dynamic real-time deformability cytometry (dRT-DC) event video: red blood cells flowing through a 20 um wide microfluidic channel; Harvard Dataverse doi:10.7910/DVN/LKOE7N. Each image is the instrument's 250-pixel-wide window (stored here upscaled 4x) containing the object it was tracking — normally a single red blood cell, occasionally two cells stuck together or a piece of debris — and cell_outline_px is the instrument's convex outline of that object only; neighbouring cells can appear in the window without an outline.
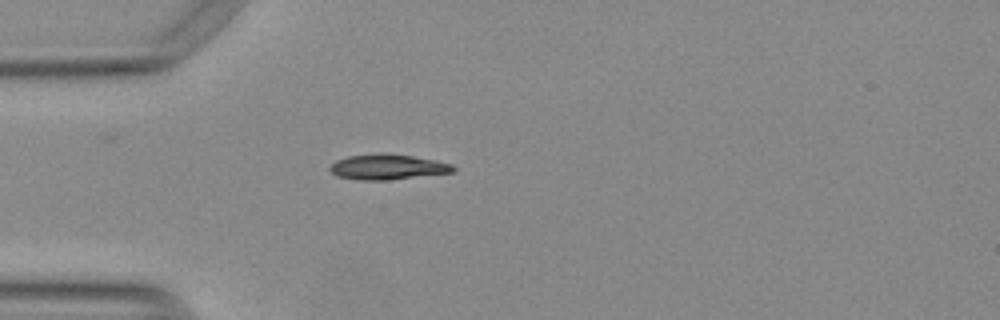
{"species": "Egyptian fruit bat (a non-hibernating species)", "species_latin": "Rousettus aegyptiacus", "temperature_condition": "warm", "stored_images_in_passage": 35, "camera_frame_rate_fps": 3000, "um_per_image_px": 0.085, "animal": {"sex": "female"}, "frame": {"image": 1, "passage_image": 1, "time_ms": 0.0, "image_size_px": [1000, 320], "cell_outline_px": [[456, 172], [388, 180], [364, 180], [336, 176], [328, 168], [336, 160], [348, 156], [412, 156], [452, 164], [456, 168]], "centroid_in_image_um": [32.98, 14.24], "position_along_channel_um": 52.0, "area_um2": 17.28}}
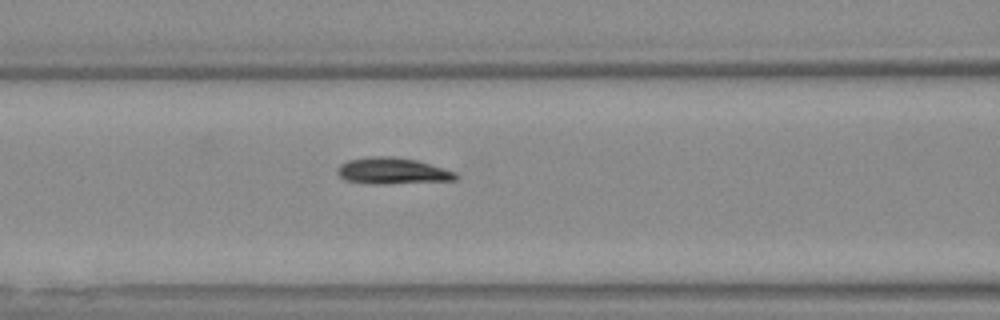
{"frame": {"image": 2, "passage_image": 8, "time_ms": 2.333, "image_size_px": [1000, 320], "cell_outline_px": [[456, 180], [384, 184], [368, 184], [344, 180], [336, 172], [336, 168], [340, 164], [348, 160], [372, 156], [388, 156], [416, 160], [456, 172]], "centroid_in_image_um": [33.29, 14.53], "position_along_channel_um": 133.3, "area_um2": 18.15}}
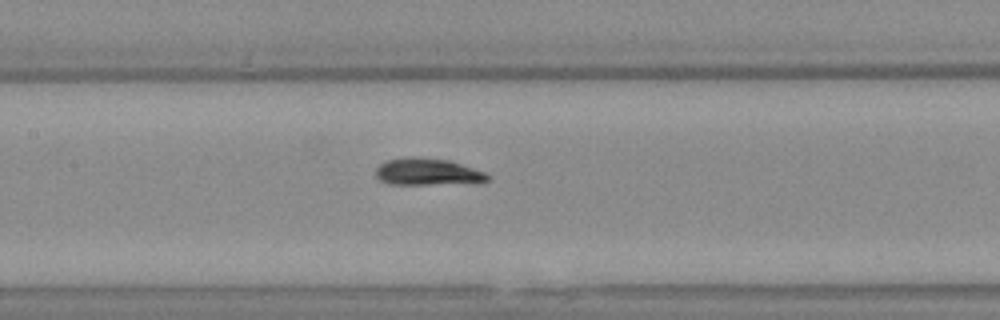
{"frame": {"image": 3, "passage_image": 11, "time_ms": 3.333, "image_size_px": [1000, 320], "cell_outline_px": [[492, 176], [488, 180], [480, 184], [388, 184], [380, 180], [376, 176], [376, 168], [380, 164], [388, 160], [412, 156], [416, 156], [448, 160], [484, 172]], "centroid_in_image_um": [36.4, 14.63], "position_along_channel_um": 171.0, "area_um2": 17.8}, "authors_computed_cell_mechanics": {"area_um2": 17.8024, "velocity_mm_per_s": 3.7878, "shape_relaxation_time_tau1_ms": 8.0394, "shape_relaxation_time_tau2_ms": null, "deformation_change_tau1": 0.2551, "deformation_change_tau2": null}}